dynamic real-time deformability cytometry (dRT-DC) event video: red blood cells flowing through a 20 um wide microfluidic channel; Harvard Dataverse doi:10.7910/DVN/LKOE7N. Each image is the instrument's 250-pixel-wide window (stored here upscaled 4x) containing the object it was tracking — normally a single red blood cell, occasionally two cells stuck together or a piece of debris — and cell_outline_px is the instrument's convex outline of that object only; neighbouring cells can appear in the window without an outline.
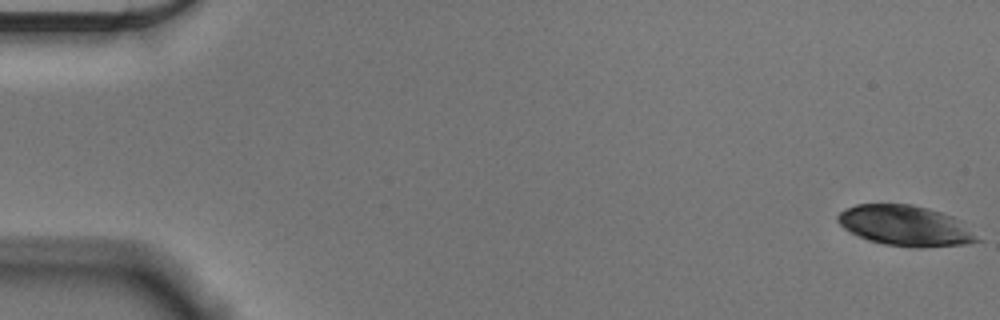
{"species": "Egyptian fruit bat (a non-hibernating species)", "species_latin": "Rousettus aegyptiacus", "temperature_condition": "cold", "stored_images_in_passage": 41, "camera_frame_rate_fps": 3000, "um_per_image_px": 0.085, "animal": {"sex": "male"}, "frame": {"image": 1, "passage_image": 1, "time_ms": 0.0, "image_size_px": [1000, 320], "cell_outline_px": [[980, 240], [964, 244], [920, 248], [912, 248], [884, 244], [868, 240], [844, 228], [836, 220], [836, 216], [840, 212], [856, 204], [912, 204], [928, 208], [952, 216], [960, 220]], "centroid_in_image_um": [76.93, 19.18], "position_along_channel_um": 8.1, "area_um2": 32.6}}